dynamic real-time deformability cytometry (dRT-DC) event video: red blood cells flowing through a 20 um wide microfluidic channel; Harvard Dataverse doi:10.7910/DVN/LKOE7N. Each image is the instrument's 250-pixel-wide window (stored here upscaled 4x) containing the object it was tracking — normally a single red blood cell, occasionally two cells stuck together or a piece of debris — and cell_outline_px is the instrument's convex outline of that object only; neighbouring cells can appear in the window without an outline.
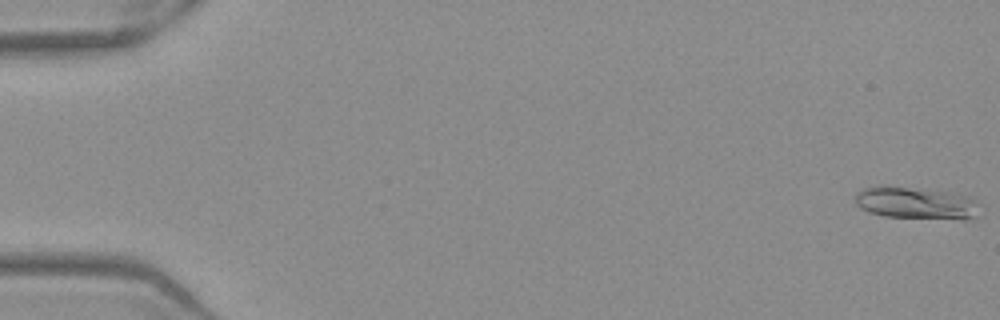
{"species": "Egyptian fruit bat (a non-hibernating species)", "species_latin": "Rousettus aegyptiacus", "temperature_condition": "warm", "stored_images_in_passage": 52, "camera_frame_rate_fps": 3000, "um_per_image_px": 0.085, "frame": {"image": 1, "passage_image": 1, "time_ms": 0.0, "image_size_px": [1000, 320], "cell_outline_px": [[984, 204], [980, 216], [968, 220], [960, 220], [884, 216], [868, 212], [860, 208], [856, 204], [856, 192], [864, 188], [880, 184], [884, 184], [924, 188], [952, 192], [972, 196]], "centroid_in_image_um": [78.01, 17.25], "position_along_channel_um": 7.0, "area_um2": 24.85}}
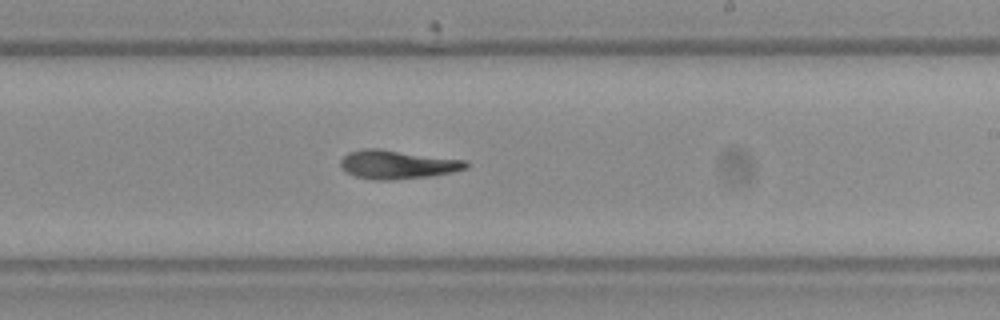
{"frame": {"image": 2, "passage_image": 32, "time_ms": 10.333, "image_size_px": [1000, 320], "cell_outline_px": [[472, 164], [468, 168], [452, 172], [432, 176], [388, 180], [372, 180], [356, 176], [344, 172], [340, 168], [340, 160], [348, 152], [364, 148], [380, 148], [464, 160]], "centroid_in_image_um": [33.76, 13.98], "position_along_channel_um": 255.2, "area_um2": 21.27}}
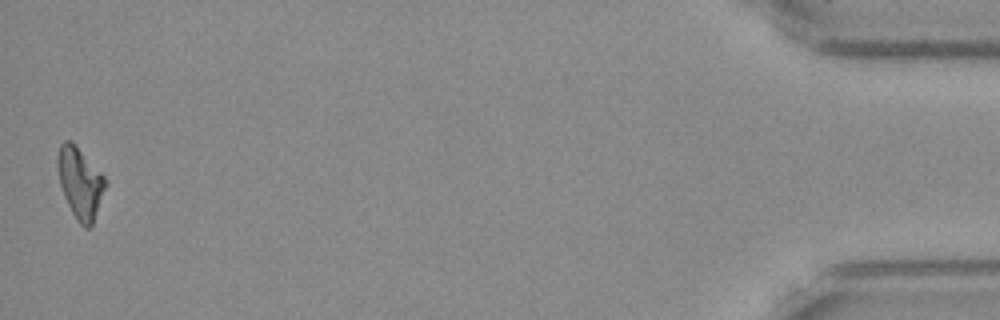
{"frame": {"image": 3, "passage_image": 52, "time_ms": 17.0, "image_size_px": [1000, 320], "cell_outline_px": [[108, 184], [92, 224], [88, 228], [84, 228], [76, 220], [64, 196], [60, 184], [56, 168], [56, 156], [60, 144], [64, 140], [72, 140], [104, 176]], "centroid_in_image_um": [6.79, 15.51], "position_along_channel_um": 428.4, "area_um2": 20.0}, "authors_computed_cell_mechanics": {"area_um2": 20.4612, "velocity_mm_per_s": 3.9363, "shape_relaxation_time_tau1_ms": 5.4216, "shape_relaxation_time_tau2_ms": 5.4593, "deformation_change_tau1": 0.1943, "deformation_change_tau2": 0.1307}}